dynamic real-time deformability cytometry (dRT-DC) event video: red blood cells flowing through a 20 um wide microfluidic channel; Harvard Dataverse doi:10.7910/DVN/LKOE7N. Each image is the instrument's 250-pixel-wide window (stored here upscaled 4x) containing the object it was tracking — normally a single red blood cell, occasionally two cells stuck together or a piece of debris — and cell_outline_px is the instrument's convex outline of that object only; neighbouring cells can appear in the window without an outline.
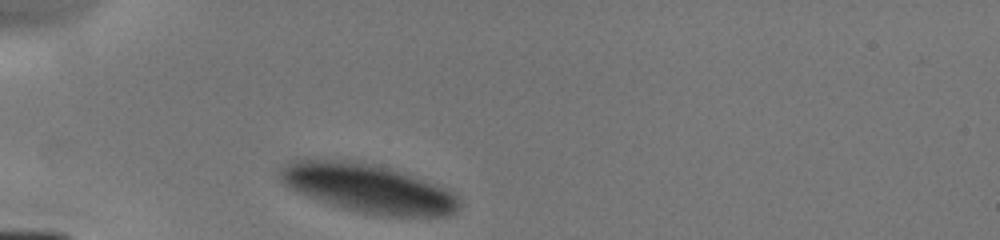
{"species": "human", "species_latin": "Homo sapiens", "temperature_condition": "cold", "stored_images_in_passage": 2, "camera_frame_rate_fps": 3000, "um_per_image_px": 0.085, "donor": {"sex": "male"}, "frame": {"image": 1, "passage_image": 1, "time_ms": 0.0, "image_size_px": [1000, 240], "cell_outline_px": [[460, 208], [456, 212], [448, 216], [380, 216], [356, 212], [328, 204], [296, 192], [288, 188], [280, 180], [280, 168], [296, 160], [344, 160], [384, 168], [400, 172], [436, 184], [452, 192], [460, 200]], "centroid_in_image_um": [31.3, 16.05], "position_along_channel_um": 53.7, "area_um2": 50.29}}